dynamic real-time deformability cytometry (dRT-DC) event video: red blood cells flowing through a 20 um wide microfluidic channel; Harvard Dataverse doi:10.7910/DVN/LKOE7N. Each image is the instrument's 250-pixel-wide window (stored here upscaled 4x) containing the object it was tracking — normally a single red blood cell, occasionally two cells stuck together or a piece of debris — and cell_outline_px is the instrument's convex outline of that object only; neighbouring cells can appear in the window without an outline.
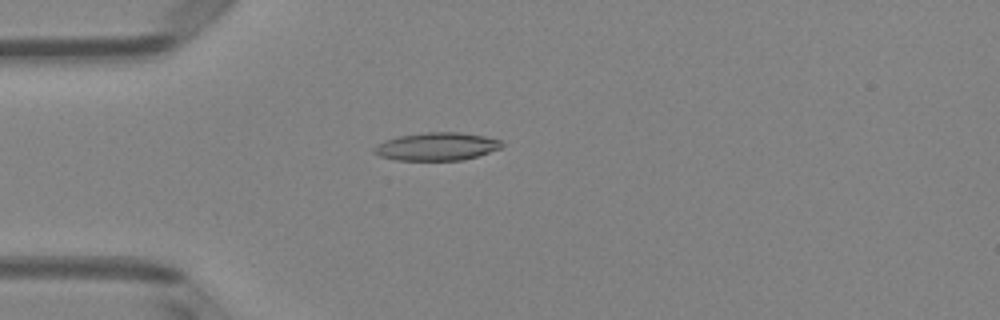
{"species": "Egyptian fruit bat (a non-hibernating species)", "species_latin": "Rousettus aegyptiacus", "temperature_condition": "room temperature", "stored_images_in_passage": 2, "camera_frame_rate_fps": 3000, "um_per_image_px": 0.085, "animal": {"sex": "female"}, "frame": {"image": 1, "passage_image": 2, "time_ms": 0.333, "image_size_px": [1000, 320], "cell_outline_px": [[504, 144], [500, 148], [464, 160], [396, 160], [380, 156], [372, 152], [372, 148], [376, 144], [384, 140], [400, 136], [428, 132], [460, 132], [484, 136], [500, 140]], "centroid_in_image_um": [37.08, 12.45], "position_along_channel_um": 47.9, "area_um2": 20.75}}